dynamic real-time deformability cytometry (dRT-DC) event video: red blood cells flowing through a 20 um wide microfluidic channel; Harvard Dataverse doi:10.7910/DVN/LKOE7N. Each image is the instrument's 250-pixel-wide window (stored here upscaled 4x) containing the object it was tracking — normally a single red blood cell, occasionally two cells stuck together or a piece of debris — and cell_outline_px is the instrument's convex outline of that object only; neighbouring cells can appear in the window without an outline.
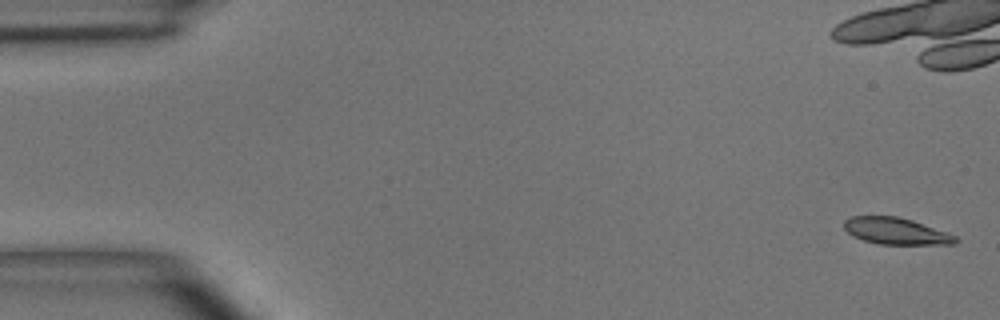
{"species": "common noctule bat (a hibernating species)", "species_latin": "Nyctalus noctula", "temperature_condition": "room temperature", "stored_images_in_passage": 7, "camera_frame_rate_fps": 3000, "um_per_image_px": 0.085, "animal": {"sex": "male", "body_mass_g": 15.6}, "frame": {"image": 1, "passage_image": 1, "time_ms": 0.0, "image_size_px": [1000, 320], "cell_outline_px": [[960, 240], [956, 244], [880, 244], [864, 240], [852, 236], [844, 228], [844, 220], [852, 216], [896, 216], [912, 220], [956, 236]], "centroid_in_image_um": [76.15, 19.64], "position_along_channel_um": 8.9, "area_um2": 17.17}}